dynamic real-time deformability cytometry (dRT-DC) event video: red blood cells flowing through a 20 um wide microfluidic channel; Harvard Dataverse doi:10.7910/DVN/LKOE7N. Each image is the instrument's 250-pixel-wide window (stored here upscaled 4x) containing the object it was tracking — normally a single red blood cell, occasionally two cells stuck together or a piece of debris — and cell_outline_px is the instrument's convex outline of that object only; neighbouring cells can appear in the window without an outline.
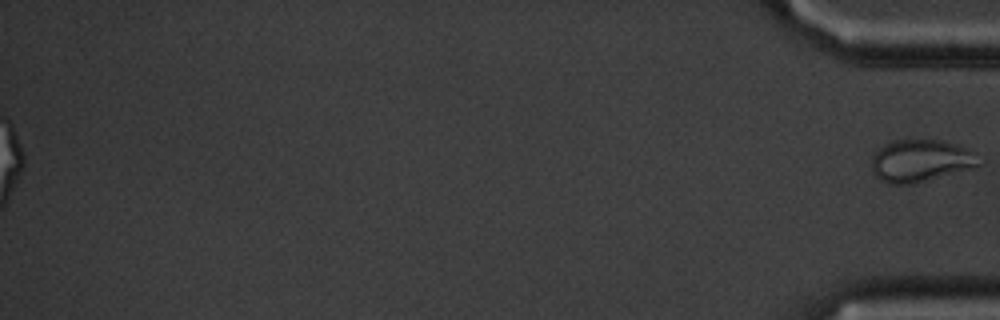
{"species": "common noctule bat (a hibernating species)", "species_latin": "Nyctalus noctula", "temperature_condition": "cold", "stored_images_in_passage": 16, "segment_of_instrument_passage": [2, 2], "camera_frame_rate_fps": 3000, "um_per_image_px": 0.085, "animal": {"sex": "male", "body_mass_g": 20.1, "forearm_length_mm": 53.5}, "frame": {"image": 1, "passage_image": 16, "time_ms": 19.333, "image_size_px": [1000, 320], "cell_outline_px": [[984, 164], [972, 168], [912, 184], [888, 184], [880, 180], [872, 172], [872, 156], [884, 144], [896, 140], [940, 140], [960, 144], [976, 152]], "centroid_in_image_um": [78.3, 13.66], "position_along_channel_um": 356.9, "area_um2": 26.7}}